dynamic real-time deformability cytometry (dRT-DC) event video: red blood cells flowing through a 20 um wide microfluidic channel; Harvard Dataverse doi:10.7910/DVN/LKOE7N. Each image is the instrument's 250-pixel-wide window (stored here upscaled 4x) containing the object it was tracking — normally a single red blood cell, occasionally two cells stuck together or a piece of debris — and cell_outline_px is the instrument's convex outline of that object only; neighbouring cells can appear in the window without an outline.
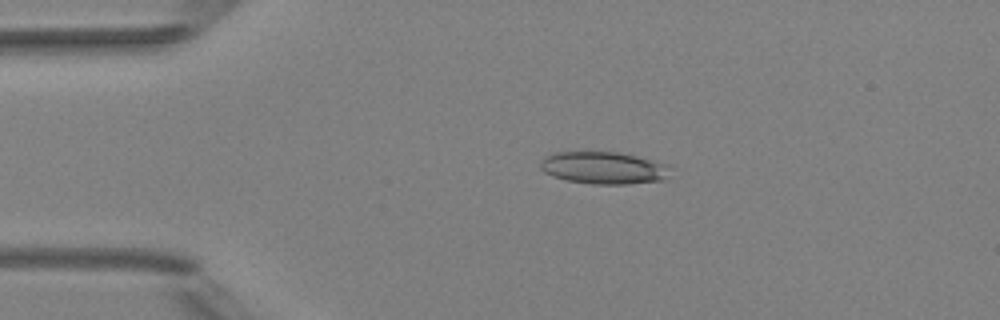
{"species": "Egyptian fruit bat (a non-hibernating species)", "species_latin": "Rousettus aegyptiacus", "temperature_condition": "room temperature", "stored_images_in_passage": 5, "camera_frame_rate_fps": 3000, "um_per_image_px": 0.085, "animal": {"sex": "female"}, "frame": {"image": 1, "passage_image": 4, "time_ms": 3.333, "image_size_px": [1000, 320], "cell_outline_px": [[668, 180], [628, 184], [592, 184], [568, 180], [552, 176], [544, 172], [540, 168], [540, 160], [544, 156], [552, 152], [620, 152], [668, 164]], "centroid_in_image_um": [51.29, 14.27], "position_along_channel_um": 33.7, "area_um2": 24.62}}